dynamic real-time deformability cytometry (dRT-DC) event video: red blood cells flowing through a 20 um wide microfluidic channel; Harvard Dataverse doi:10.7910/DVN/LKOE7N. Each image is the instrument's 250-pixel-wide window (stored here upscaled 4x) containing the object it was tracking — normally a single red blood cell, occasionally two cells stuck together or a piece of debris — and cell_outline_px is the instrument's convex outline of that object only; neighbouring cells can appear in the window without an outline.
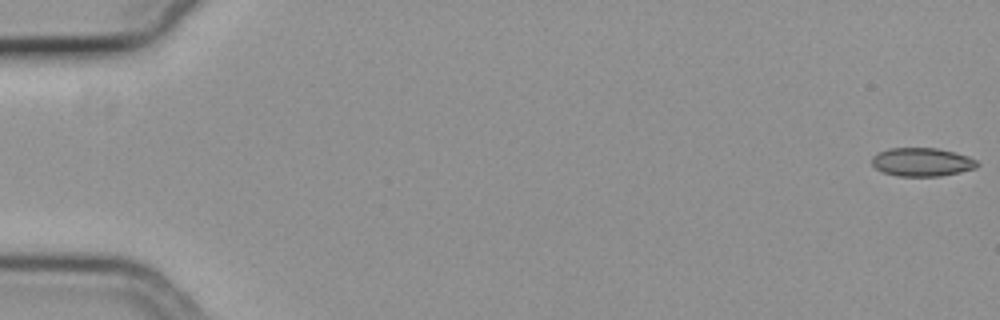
{"species": "common noctule bat (a hibernating species)", "species_latin": "Nyctalus noctula", "temperature_condition": "cold", "stored_images_in_passage": 56, "camera_frame_rate_fps": 3000, "um_per_image_px": 0.085, "animal": {"sex": "female", "body_mass_g": 19.3, "forearm_length_mm": 54.1}, "frame": {"image": 1, "passage_image": 1, "time_ms": 0.0, "image_size_px": [1000, 320], "cell_outline_px": [[980, 164], [976, 168], [960, 172], [940, 176], [896, 176], [880, 172], [872, 164], [872, 156], [876, 152], [888, 148], [936, 148], [968, 156], [976, 160]], "centroid_in_image_um": [78.33, 13.78], "position_along_channel_um": 6.7, "area_um2": 17.63}}
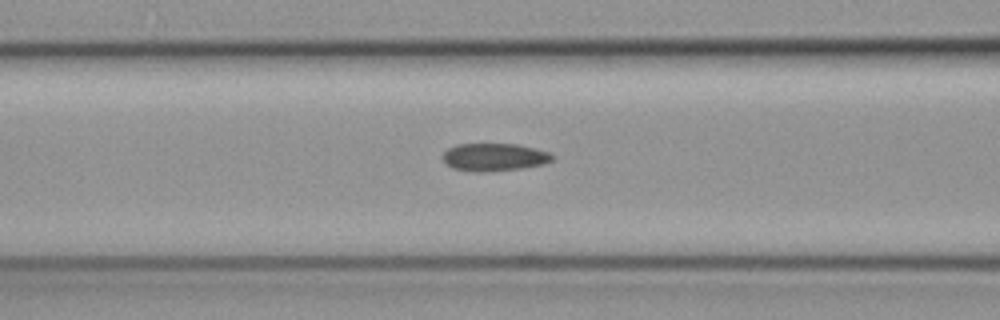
{"frame": {"image": 2, "passage_image": 24, "time_ms": 7.667, "image_size_px": [1000, 320], "cell_outline_px": [[556, 160], [544, 164], [520, 168], [484, 172], [476, 172], [452, 168], [444, 164], [440, 156], [448, 148], [456, 144], [516, 144], [536, 148], [548, 152], [556, 156]], "centroid_in_image_um": [42.0, 13.35], "position_along_channel_um": 124.6, "area_um2": 18.03}}
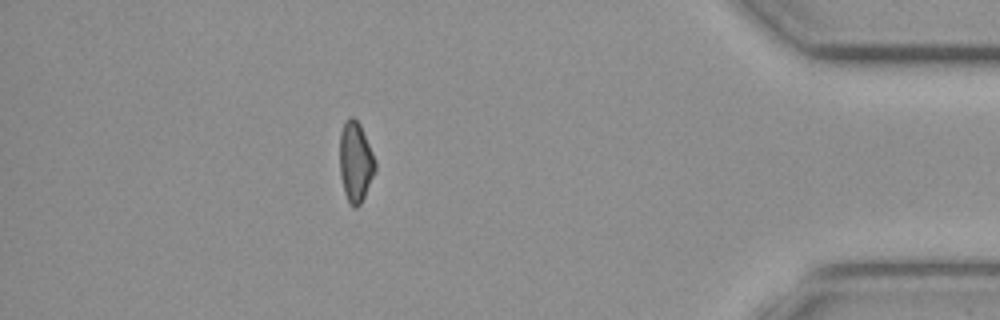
{"frame": {"image": 3, "passage_image": 50, "time_ms": 16.333, "image_size_px": [1000, 320], "cell_outline_px": [[376, 168], [364, 196], [360, 204], [356, 208], [352, 208], [344, 192], [340, 176], [340, 132], [344, 120], [348, 116], [352, 116], [360, 124], [376, 160]], "centroid_in_image_um": [30.21, 13.73], "position_along_channel_um": 405.0, "area_um2": 16.65}, "authors_computed_cell_mechanics": {"area_um2": 17.7446, "velocity_mm_per_s": 3.7669, "shape_relaxation_time_tau1_ms": 7.8331, "shape_relaxation_time_tau2_ms": null, "deformation_change_tau1": 0.1377, "deformation_change_tau2": null}}